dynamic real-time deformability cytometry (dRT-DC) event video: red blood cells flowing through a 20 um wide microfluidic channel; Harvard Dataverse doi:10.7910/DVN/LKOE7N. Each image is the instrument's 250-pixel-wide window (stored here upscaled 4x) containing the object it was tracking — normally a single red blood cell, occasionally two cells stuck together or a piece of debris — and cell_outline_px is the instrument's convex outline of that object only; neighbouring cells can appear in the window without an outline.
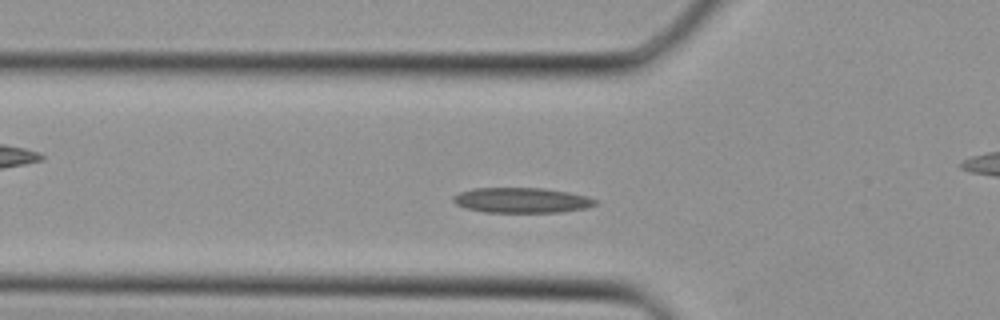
{"species": "Egyptian fruit bat (a non-hibernating species)", "species_latin": "Rousettus aegyptiacus", "temperature_condition": "cold", "stored_images_in_passage": 32, "camera_frame_rate_fps": 3000, "um_per_image_px": 0.085, "animal": {"sex": "female"}, "frame": {"image": 1, "passage_image": 7, "time_ms": 2.0, "image_size_px": [1000, 320], "cell_outline_px": [[600, 200], [596, 204], [584, 208], [560, 212], [484, 212], [464, 208], [456, 204], [452, 200], [452, 196], [460, 192], [472, 188], [544, 188], [568, 192], [588, 196]], "centroid_in_image_um": [44.33, 17.02], "position_along_channel_um": 81.5, "area_um2": 20.98}}
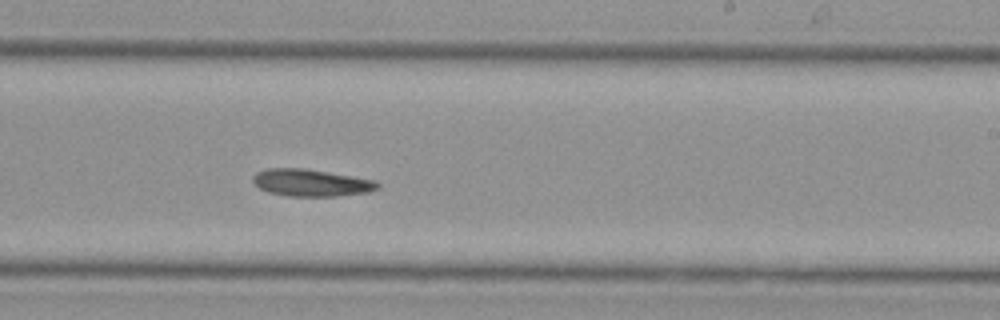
{"frame": {"image": 2, "passage_image": 17, "time_ms": 5.333, "image_size_px": [1000, 320], "cell_outline_px": [[380, 188], [368, 192], [336, 196], [288, 196], [268, 192], [260, 188], [252, 180], [252, 176], [256, 172], [264, 168], [304, 168], [376, 180], [380, 184]], "centroid_in_image_um": [26.44, 15.53], "position_along_channel_um": 262.6, "area_um2": 19.77}}
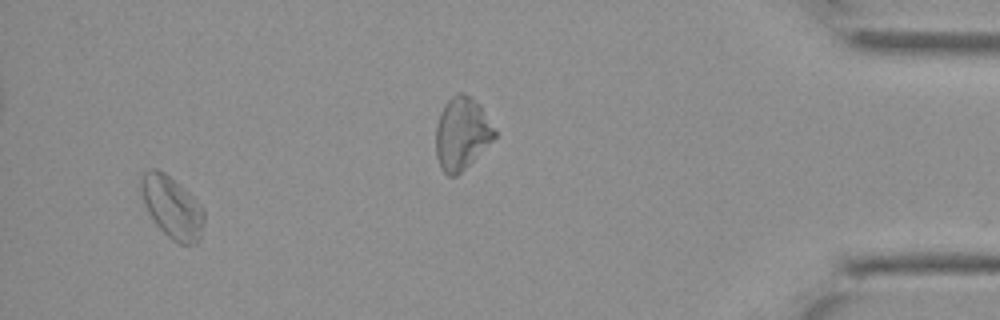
{"frame": {"image": 3, "passage_image": 30, "time_ms": 9.667, "image_size_px": [1000, 320], "cell_outline_px": [[204, 224], [200, 240], [196, 244], [180, 244], [172, 240], [156, 224], [148, 212], [144, 204], [140, 188], [140, 172], [148, 168], [156, 168], [164, 172], [180, 184], [204, 208]], "centroid_in_image_um": [14.61, 17.59], "position_along_channel_um": 420.6, "area_um2": 23.06}}